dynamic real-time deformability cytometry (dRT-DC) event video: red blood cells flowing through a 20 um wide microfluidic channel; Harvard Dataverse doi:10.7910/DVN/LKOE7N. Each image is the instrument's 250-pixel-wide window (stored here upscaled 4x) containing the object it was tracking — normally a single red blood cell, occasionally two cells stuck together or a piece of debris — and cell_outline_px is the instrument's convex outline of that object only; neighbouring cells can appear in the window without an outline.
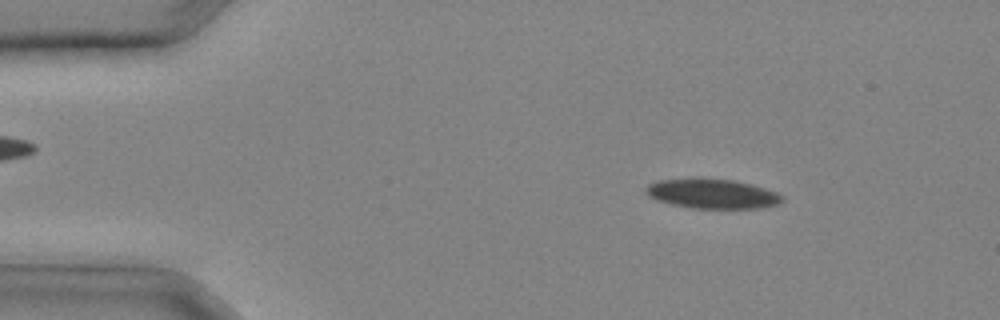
{"species": "common noctule bat (a hibernating species)", "species_latin": "Nyctalus noctula", "temperature_condition": "cold", "stored_images_in_passage": 31, "camera_frame_rate_fps": 3000, "um_per_image_px": 0.085, "animal": {"sex": "male", "body_mass_g": 20.4}, "frame": {"image": 1, "passage_image": 4, "time_ms": 1.0, "image_size_px": [1000, 320], "cell_outline_px": [[784, 200], [780, 204], [760, 208], [692, 208], [672, 204], [656, 200], [648, 196], [644, 192], [644, 188], [648, 184], [656, 180], [696, 176], [700, 176], [736, 180], [752, 184], [776, 192], [784, 196]], "centroid_in_image_um": [60.5, 16.43], "position_along_channel_um": 24.5, "area_um2": 24.39}}
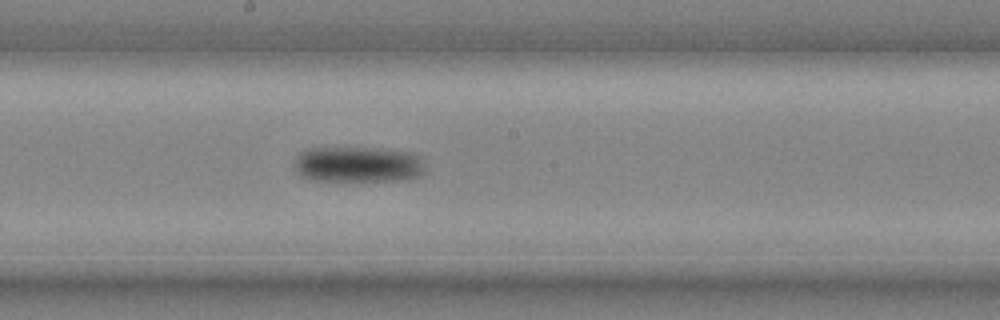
{"frame": {"image": 2, "passage_image": 17, "time_ms": 5.333, "image_size_px": [1000, 320], "cell_outline_px": [[424, 172], [420, 176], [404, 180], [344, 184], [312, 180], [300, 176], [296, 172], [296, 160], [300, 152], [312, 148], [364, 148], [412, 152], [424, 156]], "centroid_in_image_um": [30.47, 14.04], "position_along_channel_um": 217.7, "area_um2": 28.55}}
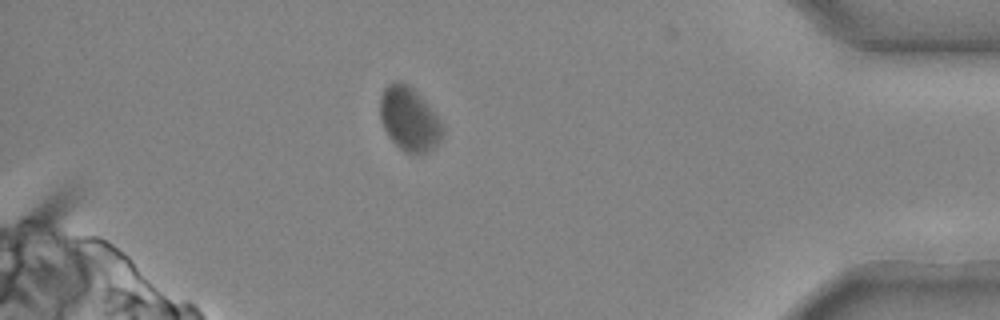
{"frame": {"image": 3, "passage_image": 28, "time_ms": 9.0, "image_size_px": [1000, 320], "cell_outline_px": [[444, 132], [440, 140], [428, 152], [404, 152], [392, 140], [384, 128], [380, 120], [380, 96], [384, 88], [392, 80], [400, 80], [408, 84], [424, 100], [444, 128]], "centroid_in_image_um": [34.75, 10.08], "position_along_channel_um": 400.5, "area_um2": 22.95}}